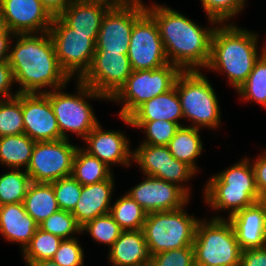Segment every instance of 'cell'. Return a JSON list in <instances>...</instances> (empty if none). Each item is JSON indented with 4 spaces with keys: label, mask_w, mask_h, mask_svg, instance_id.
Instances as JSON below:
<instances>
[{
    "label": "cell",
    "mask_w": 266,
    "mask_h": 266,
    "mask_svg": "<svg viewBox=\"0 0 266 266\" xmlns=\"http://www.w3.org/2000/svg\"><path fill=\"white\" fill-rule=\"evenodd\" d=\"M51 184L59 209L72 212L80 198L82 185L72 175Z\"/></svg>",
    "instance_id": "39"
},
{
    "label": "cell",
    "mask_w": 266,
    "mask_h": 266,
    "mask_svg": "<svg viewBox=\"0 0 266 266\" xmlns=\"http://www.w3.org/2000/svg\"><path fill=\"white\" fill-rule=\"evenodd\" d=\"M11 171L0 175V203L15 204L22 203L27 194L31 178L26 170L10 169Z\"/></svg>",
    "instance_id": "31"
},
{
    "label": "cell",
    "mask_w": 266,
    "mask_h": 266,
    "mask_svg": "<svg viewBox=\"0 0 266 266\" xmlns=\"http://www.w3.org/2000/svg\"><path fill=\"white\" fill-rule=\"evenodd\" d=\"M181 72L179 67L171 63L158 69L132 70L125 84L110 101L121 102L123 107L119 116L128 118L144 102L171 90Z\"/></svg>",
    "instance_id": "9"
},
{
    "label": "cell",
    "mask_w": 266,
    "mask_h": 266,
    "mask_svg": "<svg viewBox=\"0 0 266 266\" xmlns=\"http://www.w3.org/2000/svg\"><path fill=\"white\" fill-rule=\"evenodd\" d=\"M81 231H87L96 242L111 247L123 230L110 214H106L87 222L81 227Z\"/></svg>",
    "instance_id": "37"
},
{
    "label": "cell",
    "mask_w": 266,
    "mask_h": 266,
    "mask_svg": "<svg viewBox=\"0 0 266 266\" xmlns=\"http://www.w3.org/2000/svg\"><path fill=\"white\" fill-rule=\"evenodd\" d=\"M51 260L59 266H84V252L77 238L62 240Z\"/></svg>",
    "instance_id": "41"
},
{
    "label": "cell",
    "mask_w": 266,
    "mask_h": 266,
    "mask_svg": "<svg viewBox=\"0 0 266 266\" xmlns=\"http://www.w3.org/2000/svg\"><path fill=\"white\" fill-rule=\"evenodd\" d=\"M146 11L141 0L112 6L104 15L96 41V51L127 54L134 22Z\"/></svg>",
    "instance_id": "12"
},
{
    "label": "cell",
    "mask_w": 266,
    "mask_h": 266,
    "mask_svg": "<svg viewBox=\"0 0 266 266\" xmlns=\"http://www.w3.org/2000/svg\"><path fill=\"white\" fill-rule=\"evenodd\" d=\"M263 53L266 55V44H265V47L263 49Z\"/></svg>",
    "instance_id": "50"
},
{
    "label": "cell",
    "mask_w": 266,
    "mask_h": 266,
    "mask_svg": "<svg viewBox=\"0 0 266 266\" xmlns=\"http://www.w3.org/2000/svg\"><path fill=\"white\" fill-rule=\"evenodd\" d=\"M155 19L169 63L182 71L206 68L210 59L211 38L216 27L204 28L165 5L146 6Z\"/></svg>",
    "instance_id": "2"
},
{
    "label": "cell",
    "mask_w": 266,
    "mask_h": 266,
    "mask_svg": "<svg viewBox=\"0 0 266 266\" xmlns=\"http://www.w3.org/2000/svg\"><path fill=\"white\" fill-rule=\"evenodd\" d=\"M251 162L259 194L266 193V151Z\"/></svg>",
    "instance_id": "44"
},
{
    "label": "cell",
    "mask_w": 266,
    "mask_h": 266,
    "mask_svg": "<svg viewBox=\"0 0 266 266\" xmlns=\"http://www.w3.org/2000/svg\"><path fill=\"white\" fill-rule=\"evenodd\" d=\"M239 266H266V246L242 251Z\"/></svg>",
    "instance_id": "43"
},
{
    "label": "cell",
    "mask_w": 266,
    "mask_h": 266,
    "mask_svg": "<svg viewBox=\"0 0 266 266\" xmlns=\"http://www.w3.org/2000/svg\"><path fill=\"white\" fill-rule=\"evenodd\" d=\"M130 121L167 120L177 123L183 118L182 107L175 86L140 105L129 117Z\"/></svg>",
    "instance_id": "25"
},
{
    "label": "cell",
    "mask_w": 266,
    "mask_h": 266,
    "mask_svg": "<svg viewBox=\"0 0 266 266\" xmlns=\"http://www.w3.org/2000/svg\"><path fill=\"white\" fill-rule=\"evenodd\" d=\"M110 167L97 157L78 147L74 160L72 176L82 185H90L107 180L113 173Z\"/></svg>",
    "instance_id": "29"
},
{
    "label": "cell",
    "mask_w": 266,
    "mask_h": 266,
    "mask_svg": "<svg viewBox=\"0 0 266 266\" xmlns=\"http://www.w3.org/2000/svg\"><path fill=\"white\" fill-rule=\"evenodd\" d=\"M14 38L8 63L15 83L20 85L18 93H46V87L52 90L66 87L71 78L61 68L48 32L40 36L17 34Z\"/></svg>",
    "instance_id": "1"
},
{
    "label": "cell",
    "mask_w": 266,
    "mask_h": 266,
    "mask_svg": "<svg viewBox=\"0 0 266 266\" xmlns=\"http://www.w3.org/2000/svg\"><path fill=\"white\" fill-rule=\"evenodd\" d=\"M199 130L188 125L181 126L167 145L175 159L187 163L196 172L198 169L195 160L203 149Z\"/></svg>",
    "instance_id": "27"
},
{
    "label": "cell",
    "mask_w": 266,
    "mask_h": 266,
    "mask_svg": "<svg viewBox=\"0 0 266 266\" xmlns=\"http://www.w3.org/2000/svg\"><path fill=\"white\" fill-rule=\"evenodd\" d=\"M24 134L22 93L0 101V137Z\"/></svg>",
    "instance_id": "34"
},
{
    "label": "cell",
    "mask_w": 266,
    "mask_h": 266,
    "mask_svg": "<svg viewBox=\"0 0 266 266\" xmlns=\"http://www.w3.org/2000/svg\"><path fill=\"white\" fill-rule=\"evenodd\" d=\"M132 161L139 165L144 175L177 184L191 194L189 187L183 184L197 172L187 163L175 159L167 146L140 144L133 151Z\"/></svg>",
    "instance_id": "14"
},
{
    "label": "cell",
    "mask_w": 266,
    "mask_h": 266,
    "mask_svg": "<svg viewBox=\"0 0 266 266\" xmlns=\"http://www.w3.org/2000/svg\"><path fill=\"white\" fill-rule=\"evenodd\" d=\"M62 239L37 228L30 243L22 251L25 262L51 260L58 251Z\"/></svg>",
    "instance_id": "35"
},
{
    "label": "cell",
    "mask_w": 266,
    "mask_h": 266,
    "mask_svg": "<svg viewBox=\"0 0 266 266\" xmlns=\"http://www.w3.org/2000/svg\"><path fill=\"white\" fill-rule=\"evenodd\" d=\"M142 266H153L151 263H147L145 265H142Z\"/></svg>",
    "instance_id": "51"
},
{
    "label": "cell",
    "mask_w": 266,
    "mask_h": 266,
    "mask_svg": "<svg viewBox=\"0 0 266 266\" xmlns=\"http://www.w3.org/2000/svg\"><path fill=\"white\" fill-rule=\"evenodd\" d=\"M183 208L148 213L143 232L149 252L157 253L193 246L200 219L189 216Z\"/></svg>",
    "instance_id": "8"
},
{
    "label": "cell",
    "mask_w": 266,
    "mask_h": 266,
    "mask_svg": "<svg viewBox=\"0 0 266 266\" xmlns=\"http://www.w3.org/2000/svg\"><path fill=\"white\" fill-rule=\"evenodd\" d=\"M26 265L28 266H59L53 260L26 262Z\"/></svg>",
    "instance_id": "47"
},
{
    "label": "cell",
    "mask_w": 266,
    "mask_h": 266,
    "mask_svg": "<svg viewBox=\"0 0 266 266\" xmlns=\"http://www.w3.org/2000/svg\"><path fill=\"white\" fill-rule=\"evenodd\" d=\"M247 0H201L202 7L212 24H222L238 15Z\"/></svg>",
    "instance_id": "38"
},
{
    "label": "cell",
    "mask_w": 266,
    "mask_h": 266,
    "mask_svg": "<svg viewBox=\"0 0 266 266\" xmlns=\"http://www.w3.org/2000/svg\"><path fill=\"white\" fill-rule=\"evenodd\" d=\"M23 204L38 225L59 210L51 183L31 182Z\"/></svg>",
    "instance_id": "26"
},
{
    "label": "cell",
    "mask_w": 266,
    "mask_h": 266,
    "mask_svg": "<svg viewBox=\"0 0 266 266\" xmlns=\"http://www.w3.org/2000/svg\"><path fill=\"white\" fill-rule=\"evenodd\" d=\"M28 135H10L0 137V162L9 169H20L28 167L32 151L35 145Z\"/></svg>",
    "instance_id": "28"
},
{
    "label": "cell",
    "mask_w": 266,
    "mask_h": 266,
    "mask_svg": "<svg viewBox=\"0 0 266 266\" xmlns=\"http://www.w3.org/2000/svg\"><path fill=\"white\" fill-rule=\"evenodd\" d=\"M24 133L35 142L56 141L60 130L49 98L44 93H22Z\"/></svg>",
    "instance_id": "18"
},
{
    "label": "cell",
    "mask_w": 266,
    "mask_h": 266,
    "mask_svg": "<svg viewBox=\"0 0 266 266\" xmlns=\"http://www.w3.org/2000/svg\"><path fill=\"white\" fill-rule=\"evenodd\" d=\"M205 202L215 210H229V216L257 202L259 192L250 159H242L209 178Z\"/></svg>",
    "instance_id": "4"
},
{
    "label": "cell",
    "mask_w": 266,
    "mask_h": 266,
    "mask_svg": "<svg viewBox=\"0 0 266 266\" xmlns=\"http://www.w3.org/2000/svg\"><path fill=\"white\" fill-rule=\"evenodd\" d=\"M153 266H195L193 246L169 250L151 256Z\"/></svg>",
    "instance_id": "40"
},
{
    "label": "cell",
    "mask_w": 266,
    "mask_h": 266,
    "mask_svg": "<svg viewBox=\"0 0 266 266\" xmlns=\"http://www.w3.org/2000/svg\"><path fill=\"white\" fill-rule=\"evenodd\" d=\"M127 55L135 71L158 69L169 63L158 25L147 11L134 22Z\"/></svg>",
    "instance_id": "13"
},
{
    "label": "cell",
    "mask_w": 266,
    "mask_h": 266,
    "mask_svg": "<svg viewBox=\"0 0 266 266\" xmlns=\"http://www.w3.org/2000/svg\"><path fill=\"white\" fill-rule=\"evenodd\" d=\"M100 124L92 129L84 141L87 146L84 148L90 155L97 157L107 166L110 164H121L129 166L132 162L133 152L129 148L130 141L121 132L103 130Z\"/></svg>",
    "instance_id": "19"
},
{
    "label": "cell",
    "mask_w": 266,
    "mask_h": 266,
    "mask_svg": "<svg viewBox=\"0 0 266 266\" xmlns=\"http://www.w3.org/2000/svg\"><path fill=\"white\" fill-rule=\"evenodd\" d=\"M127 125L144 129L145 140L142 144L167 146L180 128L177 123L167 120L130 121L129 118L120 117Z\"/></svg>",
    "instance_id": "33"
},
{
    "label": "cell",
    "mask_w": 266,
    "mask_h": 266,
    "mask_svg": "<svg viewBox=\"0 0 266 266\" xmlns=\"http://www.w3.org/2000/svg\"><path fill=\"white\" fill-rule=\"evenodd\" d=\"M227 24H217L213 31L210 59L205 69L225 73L230 85L237 90L247 80L264 47L259 55L256 33Z\"/></svg>",
    "instance_id": "3"
},
{
    "label": "cell",
    "mask_w": 266,
    "mask_h": 266,
    "mask_svg": "<svg viewBox=\"0 0 266 266\" xmlns=\"http://www.w3.org/2000/svg\"><path fill=\"white\" fill-rule=\"evenodd\" d=\"M39 225L26 213L23 202L0 208V234L8 241L19 243L22 251L30 243Z\"/></svg>",
    "instance_id": "24"
},
{
    "label": "cell",
    "mask_w": 266,
    "mask_h": 266,
    "mask_svg": "<svg viewBox=\"0 0 266 266\" xmlns=\"http://www.w3.org/2000/svg\"><path fill=\"white\" fill-rule=\"evenodd\" d=\"M111 7L103 1L74 0L59 17L75 33L98 34L103 17Z\"/></svg>",
    "instance_id": "22"
},
{
    "label": "cell",
    "mask_w": 266,
    "mask_h": 266,
    "mask_svg": "<svg viewBox=\"0 0 266 266\" xmlns=\"http://www.w3.org/2000/svg\"><path fill=\"white\" fill-rule=\"evenodd\" d=\"M235 231L242 251L266 246V217L255 202L227 218Z\"/></svg>",
    "instance_id": "20"
},
{
    "label": "cell",
    "mask_w": 266,
    "mask_h": 266,
    "mask_svg": "<svg viewBox=\"0 0 266 266\" xmlns=\"http://www.w3.org/2000/svg\"><path fill=\"white\" fill-rule=\"evenodd\" d=\"M52 20L40 0H0V24L14 35L48 32Z\"/></svg>",
    "instance_id": "16"
},
{
    "label": "cell",
    "mask_w": 266,
    "mask_h": 266,
    "mask_svg": "<svg viewBox=\"0 0 266 266\" xmlns=\"http://www.w3.org/2000/svg\"><path fill=\"white\" fill-rule=\"evenodd\" d=\"M109 214L123 231L143 229L147 215L127 193L114 202Z\"/></svg>",
    "instance_id": "30"
},
{
    "label": "cell",
    "mask_w": 266,
    "mask_h": 266,
    "mask_svg": "<svg viewBox=\"0 0 266 266\" xmlns=\"http://www.w3.org/2000/svg\"><path fill=\"white\" fill-rule=\"evenodd\" d=\"M257 202L262 207L264 215L266 217V193L259 194Z\"/></svg>",
    "instance_id": "49"
},
{
    "label": "cell",
    "mask_w": 266,
    "mask_h": 266,
    "mask_svg": "<svg viewBox=\"0 0 266 266\" xmlns=\"http://www.w3.org/2000/svg\"><path fill=\"white\" fill-rule=\"evenodd\" d=\"M87 1H103V2L108 3L111 6H118V5L126 4L132 0H87Z\"/></svg>",
    "instance_id": "48"
},
{
    "label": "cell",
    "mask_w": 266,
    "mask_h": 266,
    "mask_svg": "<svg viewBox=\"0 0 266 266\" xmlns=\"http://www.w3.org/2000/svg\"><path fill=\"white\" fill-rule=\"evenodd\" d=\"M48 33L61 68L79 80L91 65L98 34L75 33L59 16L53 17Z\"/></svg>",
    "instance_id": "10"
},
{
    "label": "cell",
    "mask_w": 266,
    "mask_h": 266,
    "mask_svg": "<svg viewBox=\"0 0 266 266\" xmlns=\"http://www.w3.org/2000/svg\"><path fill=\"white\" fill-rule=\"evenodd\" d=\"M244 100L255 101L266 108V55L256 61L247 80L237 89Z\"/></svg>",
    "instance_id": "32"
},
{
    "label": "cell",
    "mask_w": 266,
    "mask_h": 266,
    "mask_svg": "<svg viewBox=\"0 0 266 266\" xmlns=\"http://www.w3.org/2000/svg\"><path fill=\"white\" fill-rule=\"evenodd\" d=\"M13 83H15L13 71L8 61L0 63V101L18 95L17 90L14 94L11 92V86L13 85Z\"/></svg>",
    "instance_id": "42"
},
{
    "label": "cell",
    "mask_w": 266,
    "mask_h": 266,
    "mask_svg": "<svg viewBox=\"0 0 266 266\" xmlns=\"http://www.w3.org/2000/svg\"><path fill=\"white\" fill-rule=\"evenodd\" d=\"M64 88L50 89L44 93L49 98L57 119L60 139H69L67 131L76 133V135L85 139L92 129L99 124L91 104L85 100L88 98L109 99L80 80H77L78 91L76 94L65 93L61 90Z\"/></svg>",
    "instance_id": "7"
},
{
    "label": "cell",
    "mask_w": 266,
    "mask_h": 266,
    "mask_svg": "<svg viewBox=\"0 0 266 266\" xmlns=\"http://www.w3.org/2000/svg\"><path fill=\"white\" fill-rule=\"evenodd\" d=\"M175 88L182 107L183 118L191 127L215 129L220 126V105L213 86L200 70L182 71Z\"/></svg>",
    "instance_id": "6"
},
{
    "label": "cell",
    "mask_w": 266,
    "mask_h": 266,
    "mask_svg": "<svg viewBox=\"0 0 266 266\" xmlns=\"http://www.w3.org/2000/svg\"><path fill=\"white\" fill-rule=\"evenodd\" d=\"M195 266H239L242 249L229 220H199L193 242Z\"/></svg>",
    "instance_id": "5"
},
{
    "label": "cell",
    "mask_w": 266,
    "mask_h": 266,
    "mask_svg": "<svg viewBox=\"0 0 266 266\" xmlns=\"http://www.w3.org/2000/svg\"><path fill=\"white\" fill-rule=\"evenodd\" d=\"M131 72L127 54L95 51L89 69L79 80L110 100Z\"/></svg>",
    "instance_id": "15"
},
{
    "label": "cell",
    "mask_w": 266,
    "mask_h": 266,
    "mask_svg": "<svg viewBox=\"0 0 266 266\" xmlns=\"http://www.w3.org/2000/svg\"><path fill=\"white\" fill-rule=\"evenodd\" d=\"M14 34L4 25L0 24V63L8 61L9 51L11 48V38H14ZM11 39V40H10Z\"/></svg>",
    "instance_id": "45"
},
{
    "label": "cell",
    "mask_w": 266,
    "mask_h": 266,
    "mask_svg": "<svg viewBox=\"0 0 266 266\" xmlns=\"http://www.w3.org/2000/svg\"><path fill=\"white\" fill-rule=\"evenodd\" d=\"M127 194L148 213L183 208L189 196L180 186L162 179L147 176Z\"/></svg>",
    "instance_id": "17"
},
{
    "label": "cell",
    "mask_w": 266,
    "mask_h": 266,
    "mask_svg": "<svg viewBox=\"0 0 266 266\" xmlns=\"http://www.w3.org/2000/svg\"><path fill=\"white\" fill-rule=\"evenodd\" d=\"M113 179L111 175L102 182L82 186L80 198L71 212L81 227L96 217L110 213Z\"/></svg>",
    "instance_id": "21"
},
{
    "label": "cell",
    "mask_w": 266,
    "mask_h": 266,
    "mask_svg": "<svg viewBox=\"0 0 266 266\" xmlns=\"http://www.w3.org/2000/svg\"><path fill=\"white\" fill-rule=\"evenodd\" d=\"M52 17L59 16L74 0H40Z\"/></svg>",
    "instance_id": "46"
},
{
    "label": "cell",
    "mask_w": 266,
    "mask_h": 266,
    "mask_svg": "<svg viewBox=\"0 0 266 266\" xmlns=\"http://www.w3.org/2000/svg\"><path fill=\"white\" fill-rule=\"evenodd\" d=\"M108 256L114 266H142L151 263L143 230L122 231L109 248Z\"/></svg>",
    "instance_id": "23"
},
{
    "label": "cell",
    "mask_w": 266,
    "mask_h": 266,
    "mask_svg": "<svg viewBox=\"0 0 266 266\" xmlns=\"http://www.w3.org/2000/svg\"><path fill=\"white\" fill-rule=\"evenodd\" d=\"M39 228L45 232L54 234L62 240L71 239L76 233L81 234V226L69 211L59 209L39 224Z\"/></svg>",
    "instance_id": "36"
},
{
    "label": "cell",
    "mask_w": 266,
    "mask_h": 266,
    "mask_svg": "<svg viewBox=\"0 0 266 266\" xmlns=\"http://www.w3.org/2000/svg\"><path fill=\"white\" fill-rule=\"evenodd\" d=\"M79 146L69 139L36 142L26 172L32 182L52 183L72 175L73 160Z\"/></svg>",
    "instance_id": "11"
}]
</instances>
